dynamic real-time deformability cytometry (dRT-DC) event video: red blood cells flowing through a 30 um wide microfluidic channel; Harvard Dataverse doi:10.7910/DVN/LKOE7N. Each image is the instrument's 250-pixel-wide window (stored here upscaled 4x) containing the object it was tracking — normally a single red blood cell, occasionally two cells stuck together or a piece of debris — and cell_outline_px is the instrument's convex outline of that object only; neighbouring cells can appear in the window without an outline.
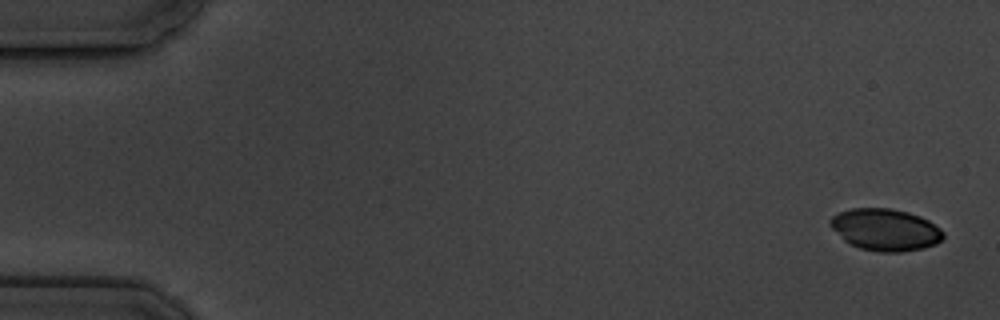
{"species": "common noctule bat (a hibernating species)", "species_latin": "Nyctalus noctula", "temperature_condition": "cold", "stored_images_in_passage": 7, "camera_frame_rate_fps": 3000, "um_per_image_px": 0.085, "animal": {"sex": "male", "body_mass_g": 19.5, "forearm_length_mm": 54.6}, "frame": {"image": 1, "passage_image": 1, "time_ms": 0.0, "image_size_px": [1000, 320], "cell_outline_px": [[944, 236], [936, 244], [924, 248], [900, 252], [880, 252], [860, 248], [844, 240], [828, 224], [828, 220], [832, 216], [840, 212], [852, 208], [892, 208], [908, 212], [920, 216], [928, 220], [940, 228], [944, 232]], "centroid_in_image_um": [75.25, 19.52], "position_along_channel_um": 9.7, "area_um2": 27.63}}
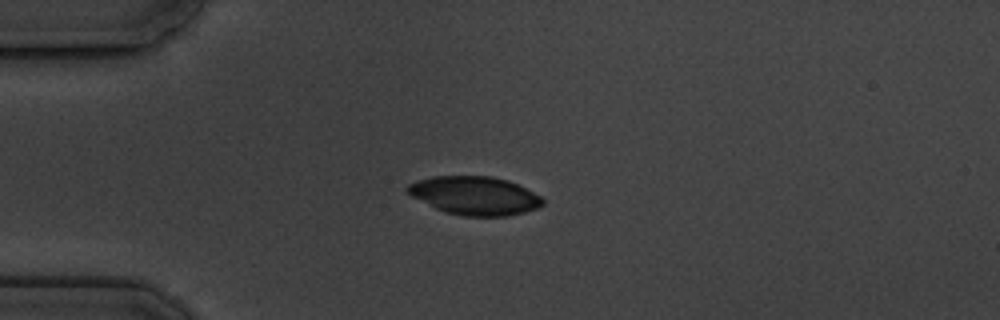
{"frame": {"image": 2, "passage_image": 4, "time_ms": 4.333, "image_size_px": [1000, 320], "cell_outline_px": [[544, 204], [536, 208], [524, 212], [508, 216], [460, 216], [444, 212], [412, 196], [404, 188], [408, 184], [432, 176], [492, 176], [508, 180], [540, 196], [544, 200]], "centroid_in_image_um": [40.34, 16.63], "position_along_channel_um": 44.7, "area_um2": 30.11}}
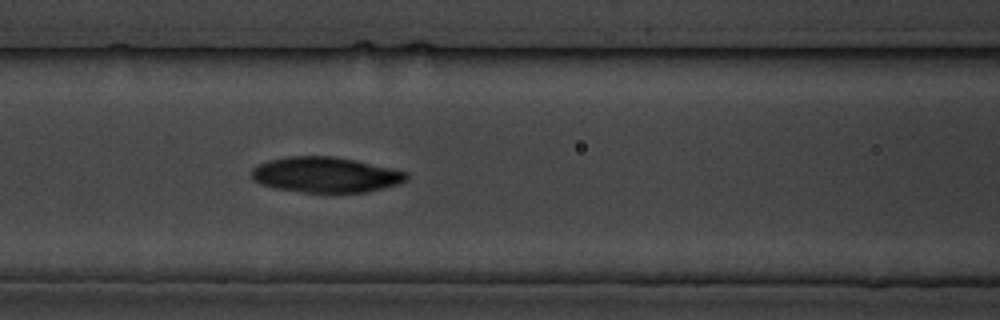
{"frame": {"image": 3, "passage_image": 7, "time_ms": 7.667, "image_size_px": [1000, 320], "cell_outline_px": [[408, 180], [400, 184], [368, 192], [304, 192], [276, 188], [260, 184], [252, 180], [252, 168], [256, 164], [268, 160], [288, 156], [332, 156], [356, 160], [392, 168], [408, 172]], "centroid_in_image_um": [27.69, 14.85], "position_along_channel_um": 138.9, "area_um2": 32.25}}